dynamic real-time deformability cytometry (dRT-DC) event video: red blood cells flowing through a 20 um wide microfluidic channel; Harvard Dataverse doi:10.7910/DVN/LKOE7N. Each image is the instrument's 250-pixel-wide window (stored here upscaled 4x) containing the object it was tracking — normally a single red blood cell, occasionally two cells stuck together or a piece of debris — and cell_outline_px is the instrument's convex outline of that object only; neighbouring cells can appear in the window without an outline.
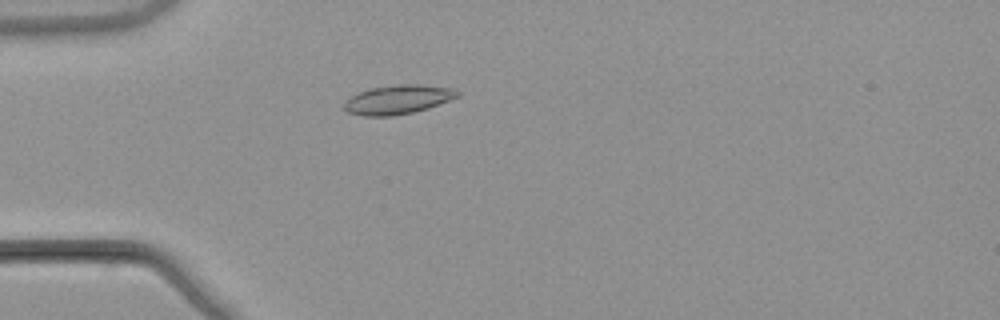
{"species": "common noctule bat (a hibernating species)", "species_latin": "Nyctalus noctula", "temperature_condition": "warm", "stored_images_in_passage": 53, "camera_frame_rate_fps": 3000, "um_per_image_px": 0.085, "animal": {"sex": "male", "body_mass_g": 21.5, "forearm_length_mm": 52.0}, "frame": {"image": 1, "passage_image": 15, "time_ms": 4.667, "image_size_px": [1000, 320], "cell_outline_px": [[460, 96], [428, 108], [412, 112], [392, 116], [364, 116], [348, 112], [344, 108], [344, 100], [360, 92], [372, 88], [396, 84], [420, 84], [456, 88], [460, 92]], "centroid_in_image_um": [33.86, 8.45], "position_along_channel_um": 51.1, "area_um2": 19.25}}
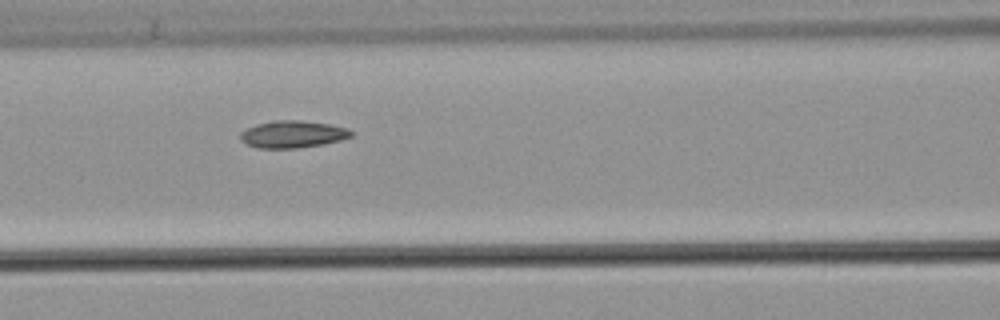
{"frame": {"image": 2, "passage_image": 23, "time_ms": 7.333, "image_size_px": [1000, 320], "cell_outline_px": [[352, 136], [340, 140], [324, 144], [296, 148], [256, 148], [240, 140], [240, 132], [256, 124], [276, 120], [300, 120], [328, 124], [348, 128], [352, 132]], "centroid_in_image_um": [24.87, 11.41], "position_along_channel_um": 141.7, "area_um2": 17.46}}
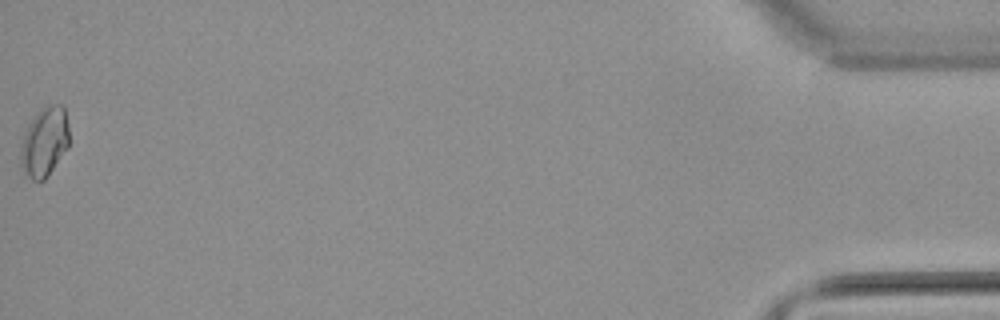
{"frame": {"image": 3, "passage_image": 53, "time_ms": 17.333, "image_size_px": [1000, 320], "cell_outline_px": [[68, 148], [48, 176], [44, 180], [32, 180], [24, 176], [20, 160], [20, 144], [24, 132], [28, 124], [36, 112], [44, 104], [64, 104], [68, 124]], "centroid_in_image_um": [3.76, 12.04], "position_along_channel_um": 431.4, "area_um2": 20.23}, "authors_computed_cell_mechanics": {"area_um2": 17.3978, "velocity_mm_per_s": 3.8658, "shape_relaxation_time_tau1_ms": 10.879, "shape_relaxation_time_tau2_ms": 9.7344, "deformation_change_tau1": 0.1679, "deformation_change_tau2": 0.1378}}